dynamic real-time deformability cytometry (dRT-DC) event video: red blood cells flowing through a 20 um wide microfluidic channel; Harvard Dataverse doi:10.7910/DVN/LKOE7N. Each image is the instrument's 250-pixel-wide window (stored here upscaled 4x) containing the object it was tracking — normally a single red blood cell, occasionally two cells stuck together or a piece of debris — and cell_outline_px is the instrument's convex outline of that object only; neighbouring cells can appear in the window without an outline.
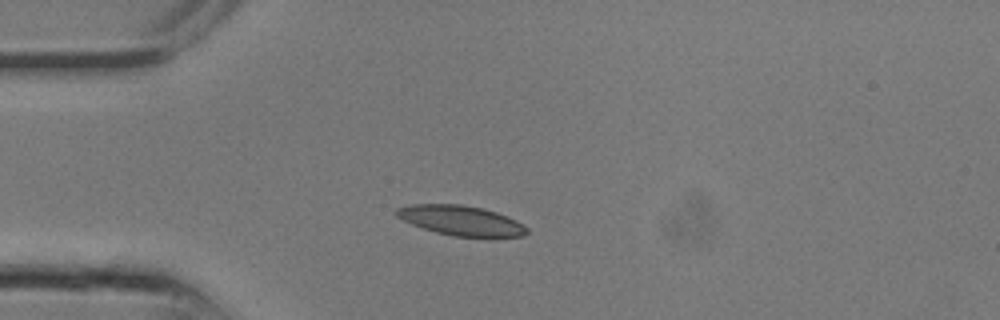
{"species": "common noctule bat (a hibernating species)", "species_latin": "Nyctalus noctula", "temperature_condition": "room temperature", "stored_images_in_passage": 6, "camera_frame_rate_fps": 3000, "um_per_image_px": 0.085, "animal": {"sex": "male", "body_mass_g": 13.3}, "frame": {"image": 1, "passage_image": 5, "time_ms": 1.333, "image_size_px": [1000, 320], "cell_outline_px": [[528, 232], [520, 236], [452, 236], [436, 232], [412, 224], [396, 216], [396, 208], [412, 204], [460, 204], [480, 208], [496, 212], [508, 216], [516, 220], [528, 228]], "centroid_in_image_um": [39.17, 18.73], "position_along_channel_um": 45.8, "area_um2": 22.31}}